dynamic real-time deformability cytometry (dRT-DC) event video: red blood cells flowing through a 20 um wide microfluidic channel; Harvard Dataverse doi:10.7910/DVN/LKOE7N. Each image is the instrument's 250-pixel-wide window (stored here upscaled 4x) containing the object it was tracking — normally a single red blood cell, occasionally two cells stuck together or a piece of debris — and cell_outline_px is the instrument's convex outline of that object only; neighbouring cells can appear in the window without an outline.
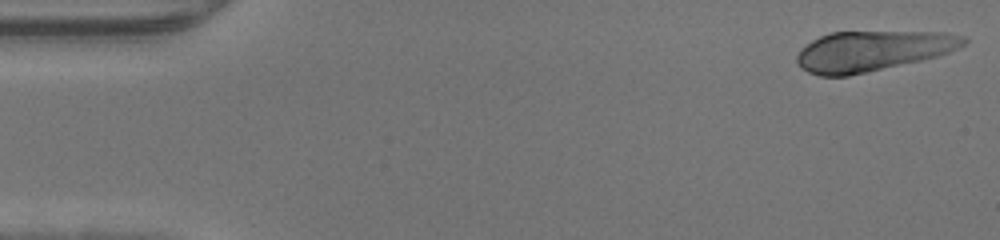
{"species": "human", "species_latin": "Homo sapiens", "temperature_condition": "warm", "stored_images_in_passage": 45, "camera_frame_rate_fps": 3000, "um_per_image_px": 0.085, "donor": {"sex": "male"}, "frame": {"image": 1, "passage_image": 1, "time_ms": 0.0, "image_size_px": [1000, 240], "cell_outline_px": [[968, 40], [964, 44], [948, 52], [936, 56], [920, 60], [848, 76], [820, 76], [808, 72], [800, 68], [796, 60], [796, 56], [800, 48], [812, 40], [820, 36], [832, 32], [944, 32], [964, 36]], "centroid_in_image_um": [74.1, 4.33], "position_along_channel_um": 10.9, "area_um2": 38.84}}
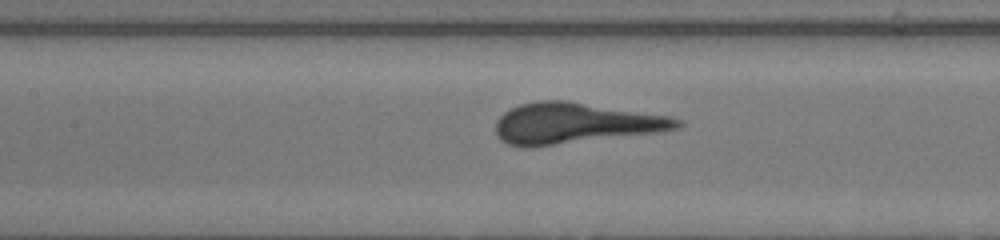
{"frame": {"image": 2, "passage_image": 20, "time_ms": 6.333, "image_size_px": [1000, 240], "cell_outline_px": [[684, 124], [680, 128], [660, 132], [532, 148], [520, 148], [508, 144], [500, 140], [496, 136], [496, 120], [504, 112], [520, 104], [536, 100], [564, 100], [668, 116], [684, 120]], "centroid_in_image_um": [48.85, 10.5], "position_along_channel_um": 158.6, "area_um2": 43.58}}
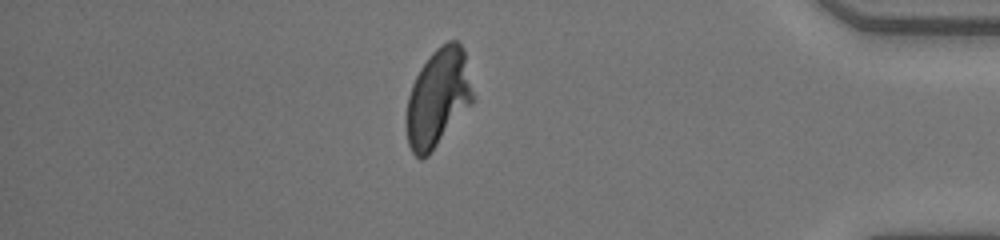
{"frame": {"image": 3, "passage_image": 39, "time_ms": 12.667, "image_size_px": [1000, 240], "cell_outline_px": [[476, 100], [428, 156], [420, 160], [412, 152], [408, 144], [404, 124], [404, 120], [408, 96], [412, 84], [420, 68], [432, 52], [436, 48], [448, 40], [460, 40], [464, 48], [476, 96]], "centroid_in_image_um": [37.25, 8.31], "position_along_channel_um": 397.9, "area_um2": 39.13}}